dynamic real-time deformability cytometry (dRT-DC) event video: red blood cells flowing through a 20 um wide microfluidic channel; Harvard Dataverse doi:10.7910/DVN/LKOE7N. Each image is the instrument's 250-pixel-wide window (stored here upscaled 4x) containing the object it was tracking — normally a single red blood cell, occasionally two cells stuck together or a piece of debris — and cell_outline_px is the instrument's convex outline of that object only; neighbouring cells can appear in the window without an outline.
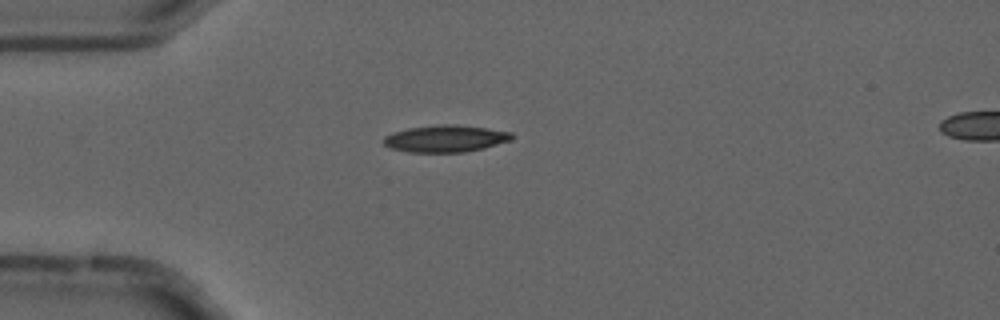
{"species": "common noctule bat (a hibernating species)", "species_latin": "Nyctalus noctula", "temperature_condition": "cold", "stored_images_in_passage": 55, "camera_frame_rate_fps": 3000, "um_per_image_px": 0.085, "animal": {"sex": "male", "forearm_length_mm": 52.5}, "frame": {"image": 1, "passage_image": 15, "time_ms": 4.667, "image_size_px": [1000, 320], "cell_outline_px": [[516, 136], [512, 140], [484, 148], [464, 152], [408, 152], [392, 148], [384, 144], [384, 136], [392, 132], [408, 128], [440, 124], [456, 124], [488, 128], [512, 132]], "centroid_in_image_um": [37.91, 11.77], "position_along_channel_um": 47.1, "area_um2": 20.29}}
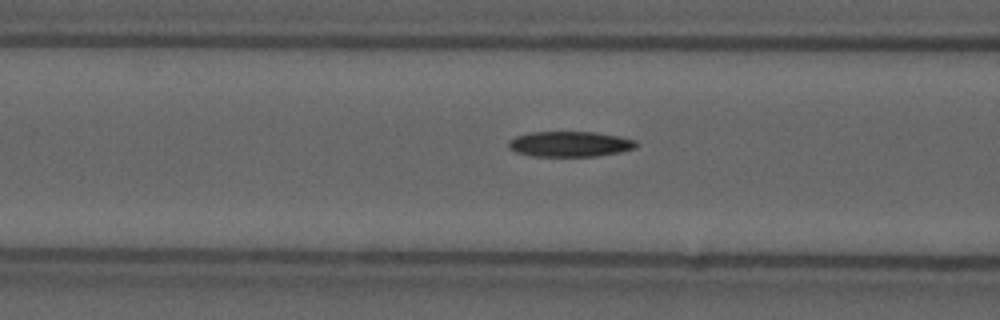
{"frame": {"image": 2, "passage_image": 22, "time_ms": 7.0, "image_size_px": [1000, 320], "cell_outline_px": [[640, 144], [636, 148], [620, 152], [596, 156], [532, 156], [516, 152], [508, 148], [508, 140], [516, 136], [532, 132], [596, 132], [620, 136], [636, 140]], "centroid_in_image_um": [48.47, 12.24], "position_along_channel_um": 118.1, "area_um2": 19.07}}
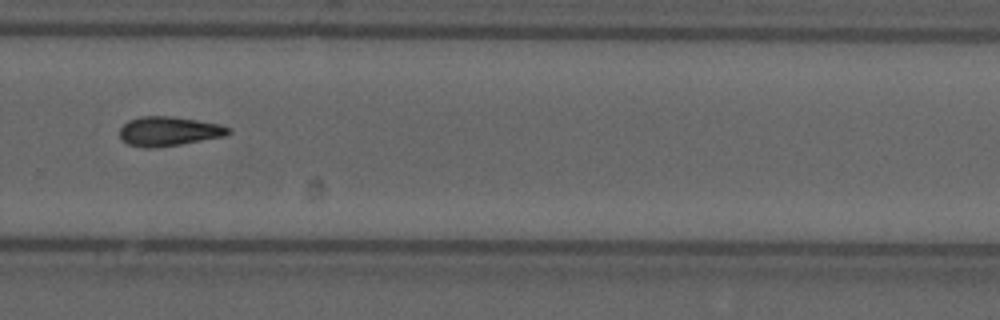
{"frame": {"image": 3, "passage_image": 38, "time_ms": 12.333, "image_size_px": [1000, 320], "cell_outline_px": [[232, 132], [224, 136], [180, 144], [152, 148], [144, 148], [128, 144], [120, 136], [120, 128], [128, 120], [140, 116], [172, 116], [220, 124], [228, 128]], "centroid_in_image_um": [14.32, 11.15], "position_along_channel_um": 315.5, "area_um2": 18.44}, "authors_computed_cell_mechanics": {"area_um2": 18.4382, "velocity_mm_per_s": 3.7075, "shape_relaxation_time_tau1_ms": 6.2463, "shape_relaxation_time_tau2_ms": null, "deformation_change_tau1": 0.1474, "deformation_change_tau2": null}}